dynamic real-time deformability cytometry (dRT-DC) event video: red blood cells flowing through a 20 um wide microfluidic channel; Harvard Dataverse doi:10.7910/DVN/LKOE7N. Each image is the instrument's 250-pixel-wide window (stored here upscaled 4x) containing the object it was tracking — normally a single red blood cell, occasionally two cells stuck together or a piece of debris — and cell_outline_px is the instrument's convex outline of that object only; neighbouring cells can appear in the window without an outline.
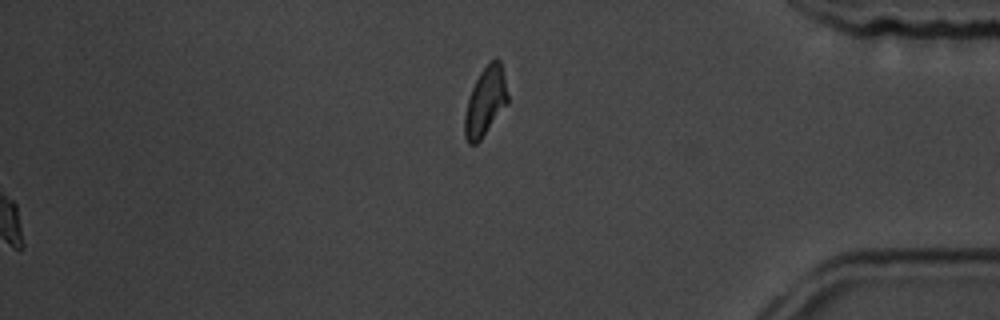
{"species": "common noctule bat (a hibernating species)", "species_latin": "Nyctalus noctula", "temperature_condition": "room temperature", "stored_images_in_passage": 56, "segment_of_instrument_passage": [2, 2], "camera_frame_rate_fps": 3000, "um_per_image_px": 0.085, "animal": {"sex": "male", "body_mass_g": 19.5, "forearm_length_mm": 54.6}, "frame": {"image": 1, "passage_image": 56, "time_ms": 18.333, "image_size_px": [1000, 320], "cell_outline_px": [[508, 104], [480, 140], [476, 144], [468, 144], [464, 136], [464, 116], [468, 100], [472, 88], [480, 72], [492, 60], [500, 60], [508, 96]], "centroid_in_image_um": [41.25, 8.68], "position_along_channel_um": 394.0, "area_um2": 16.99}}